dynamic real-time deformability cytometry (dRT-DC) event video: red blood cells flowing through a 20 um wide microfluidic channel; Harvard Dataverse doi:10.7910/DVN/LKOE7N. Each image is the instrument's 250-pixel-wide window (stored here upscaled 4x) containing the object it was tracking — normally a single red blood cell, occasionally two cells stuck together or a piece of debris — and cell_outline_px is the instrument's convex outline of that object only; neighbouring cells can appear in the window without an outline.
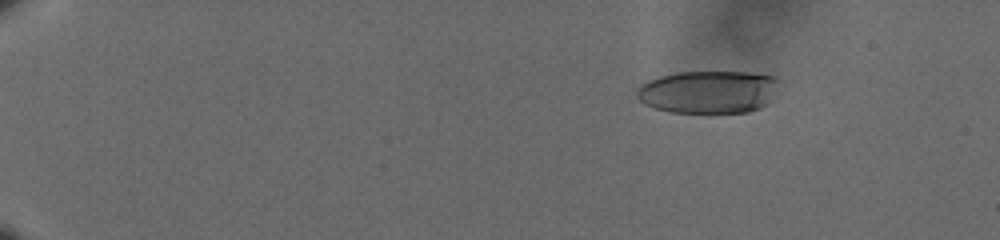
{"species": "human", "species_latin": "Homo sapiens", "temperature_condition": "cold", "stored_images_in_passage": 58, "camera_frame_rate_fps": 3000, "um_per_image_px": 0.085, "donor": {"sex": "male"}, "frame": {"image": 1, "passage_image": 7, "time_ms": 2.0, "image_size_px": [1000, 240], "cell_outline_px": [[780, 80], [768, 104], [760, 108], [748, 112], [672, 112], [656, 108], [644, 104], [636, 96], [636, 88], [640, 84], [648, 80], [660, 76], [676, 72], [748, 72], [772, 76]], "centroid_in_image_um": [60.19, 7.8], "position_along_channel_um": 24.8, "area_um2": 35.49}}
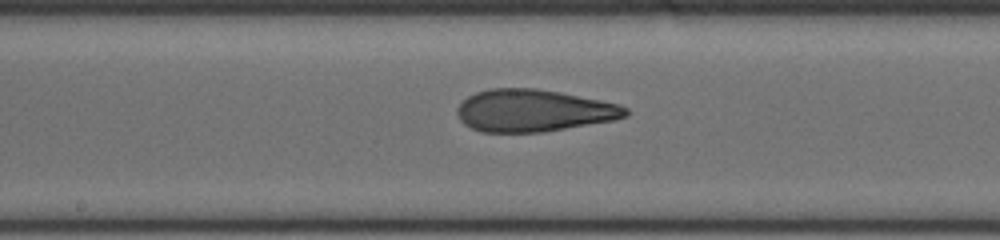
{"frame": {"image": 2, "passage_image": 33, "time_ms": 10.667, "image_size_px": [1000, 240], "cell_outline_px": [[628, 116], [612, 120], [544, 132], [480, 132], [464, 124], [460, 120], [456, 112], [456, 108], [468, 96], [476, 92], [488, 88], [536, 88], [560, 92], [620, 104], [628, 108]], "centroid_in_image_um": [45.33, 9.4], "position_along_channel_um": 202.9, "area_um2": 41.44}}
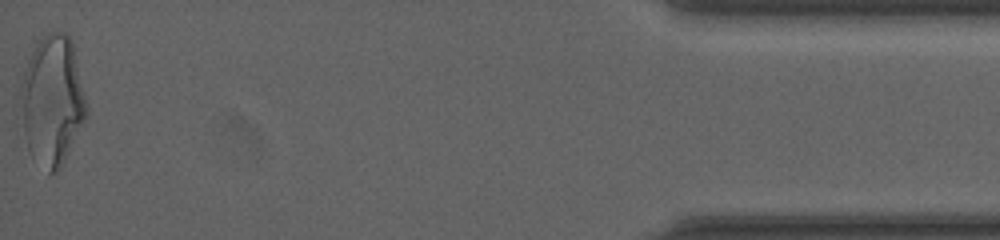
{"frame": {"image": 3, "passage_image": 58, "time_ms": 19.0, "image_size_px": [1000, 240], "cell_outline_px": [[88, 116], [60, 168], [56, 172], [48, 172], [28, 152], [24, 128], [20, 92], [20, 84], [28, 60], [36, 40], [48, 32], [64, 32], [72, 40], [88, 108]], "centroid_in_image_um": [4.46, 8.51], "position_along_channel_um": 430.7, "area_um2": 49.71}, "authors_computed_cell_mechanics": {"area_um2": 40.8357, "velocity_mm_per_s": 3.6086, "shape_relaxation_time_tau1_ms": 10.4677, "shape_relaxation_time_tau2_ms": 1.5281, "deformation_change_tau1": 0.2784, "deformation_change_tau2": 0.104}}